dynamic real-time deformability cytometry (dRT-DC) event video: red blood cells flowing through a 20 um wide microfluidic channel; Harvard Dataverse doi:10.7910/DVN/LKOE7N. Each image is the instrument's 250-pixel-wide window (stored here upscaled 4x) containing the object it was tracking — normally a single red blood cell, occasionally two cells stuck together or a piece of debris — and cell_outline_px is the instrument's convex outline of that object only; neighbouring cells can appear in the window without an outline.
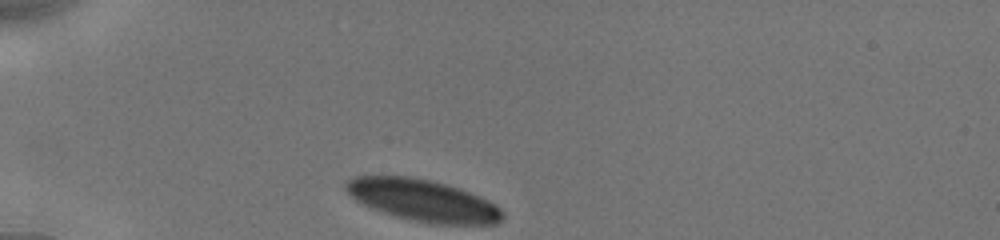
{"species": "human", "species_latin": "Homo sapiens", "temperature_condition": "cold", "stored_images_in_passage": 15, "camera_frame_rate_fps": 3000, "um_per_image_px": 0.085, "donor": {"sex": "male"}, "frame": {"image": 1, "passage_image": 1, "time_ms": 0.0, "image_size_px": [1000, 240], "cell_outline_px": [[504, 216], [496, 224], [432, 224], [392, 216], [372, 208], [356, 200], [344, 188], [344, 184], [348, 180], [356, 176], [412, 176], [432, 180], [460, 188], [480, 196], [496, 204], [504, 212]], "centroid_in_image_um": [35.97, 17.03], "position_along_channel_um": 49.0, "area_um2": 38.32}}
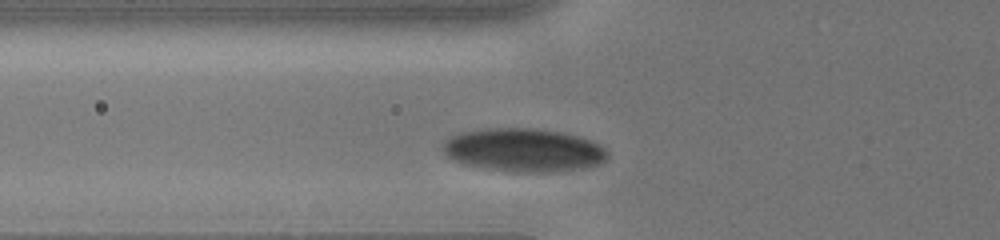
{"frame": {"image": 2, "passage_image": 10, "time_ms": 1.667, "image_size_px": [1000, 240], "cell_outline_px": [[608, 156], [600, 164], [584, 168], [552, 172], [508, 172], [464, 164], [452, 160], [440, 148], [444, 140], [448, 136], [460, 132], [484, 128], [532, 128], [560, 132], [580, 136], [592, 140], [600, 144], [608, 152]], "centroid_in_image_um": [44.48, 12.75], "position_along_channel_um": 81.3, "area_um2": 42.14}}